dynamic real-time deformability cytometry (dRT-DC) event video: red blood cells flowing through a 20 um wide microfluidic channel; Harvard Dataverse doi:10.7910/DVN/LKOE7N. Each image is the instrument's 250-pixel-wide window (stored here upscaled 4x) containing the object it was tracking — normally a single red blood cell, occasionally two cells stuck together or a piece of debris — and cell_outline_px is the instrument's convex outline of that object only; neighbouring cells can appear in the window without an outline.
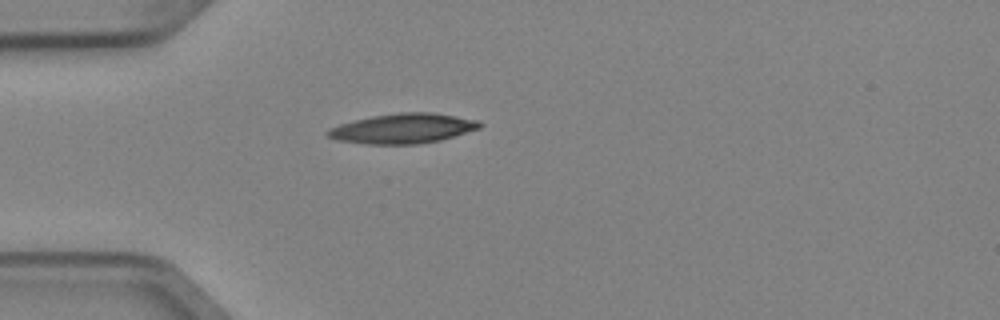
{"species": "Egyptian fruit bat (a non-hibernating species)", "species_latin": "Rousettus aegyptiacus", "temperature_condition": "cold", "stored_images_in_passage": 4, "camera_frame_rate_fps": 3000, "um_per_image_px": 0.085, "animal": {"sex": "female"}, "frame": {"image": 1, "passage_image": 4, "time_ms": 1.0, "image_size_px": [1000, 320], "cell_outline_px": [[484, 124], [480, 128], [440, 140], [420, 144], [368, 144], [336, 140], [328, 136], [324, 132], [328, 128], [340, 124], [372, 116], [400, 112], [432, 112], [480, 120]], "centroid_in_image_um": [34.26, 10.92], "position_along_channel_um": 50.7, "area_um2": 26.53}}